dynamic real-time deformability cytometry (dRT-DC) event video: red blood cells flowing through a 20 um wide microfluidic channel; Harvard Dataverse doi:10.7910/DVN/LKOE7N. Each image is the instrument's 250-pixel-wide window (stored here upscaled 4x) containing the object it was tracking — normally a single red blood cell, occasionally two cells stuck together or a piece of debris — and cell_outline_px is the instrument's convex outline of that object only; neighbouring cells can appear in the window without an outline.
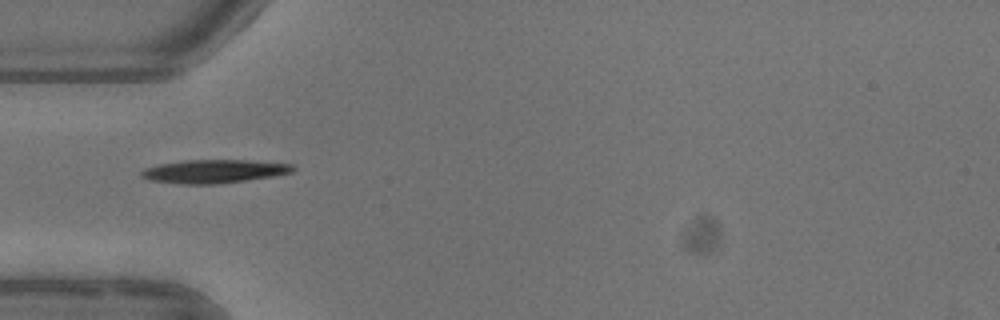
{"species": "common noctule bat (a hibernating species)", "species_latin": "Nyctalus noctula", "temperature_condition": "warm", "stored_images_in_passage": 3, "camera_frame_rate_fps": 3000, "um_per_image_px": 0.085, "animal": {"sex": "female"}, "frame": {"image": 1, "passage_image": 1, "time_ms": 0.0, "image_size_px": [1000, 320], "cell_outline_px": [[296, 168], [292, 172], [272, 176], [244, 180], [212, 184], [184, 184], [152, 180], [140, 176], [140, 172], [144, 168], [160, 164], [184, 160], [248, 160], [292, 164]], "centroid_in_image_um": [18.18, 14.55], "position_along_channel_um": 66.8, "area_um2": 20.4}}
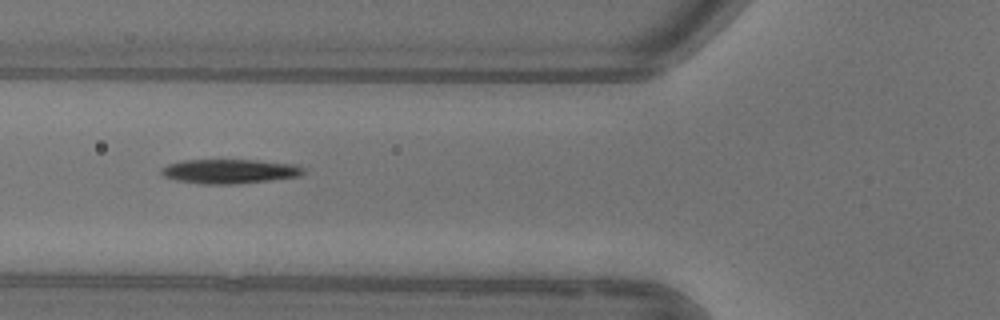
{"frame": {"image": 2, "passage_image": 2, "time_ms": 1.0, "image_size_px": [1000, 320], "cell_outline_px": [[304, 172], [300, 176], [268, 180], [232, 184], [204, 184], [176, 180], [164, 176], [160, 172], [160, 168], [168, 164], [184, 160], [256, 160], [292, 164], [304, 168]], "centroid_in_image_um": [19.47, 14.56], "position_along_channel_um": 106.3, "area_um2": 19.94}}
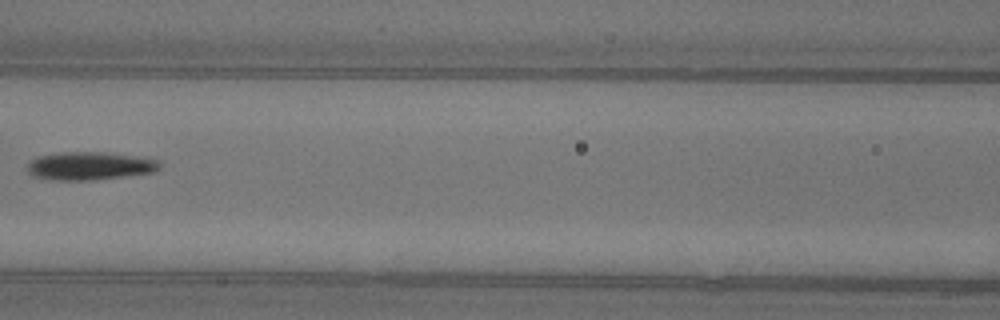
{"frame": {"image": 3, "passage_image": 3, "time_ms": 2.333, "image_size_px": [1000, 320], "cell_outline_px": [[160, 168], [152, 172], [92, 180], [48, 180], [32, 176], [28, 172], [28, 160], [36, 156], [60, 152], [104, 152], [140, 156], [160, 160]], "centroid_in_image_um": [7.58, 14.09], "position_along_channel_um": 159.0, "area_um2": 21.91}}